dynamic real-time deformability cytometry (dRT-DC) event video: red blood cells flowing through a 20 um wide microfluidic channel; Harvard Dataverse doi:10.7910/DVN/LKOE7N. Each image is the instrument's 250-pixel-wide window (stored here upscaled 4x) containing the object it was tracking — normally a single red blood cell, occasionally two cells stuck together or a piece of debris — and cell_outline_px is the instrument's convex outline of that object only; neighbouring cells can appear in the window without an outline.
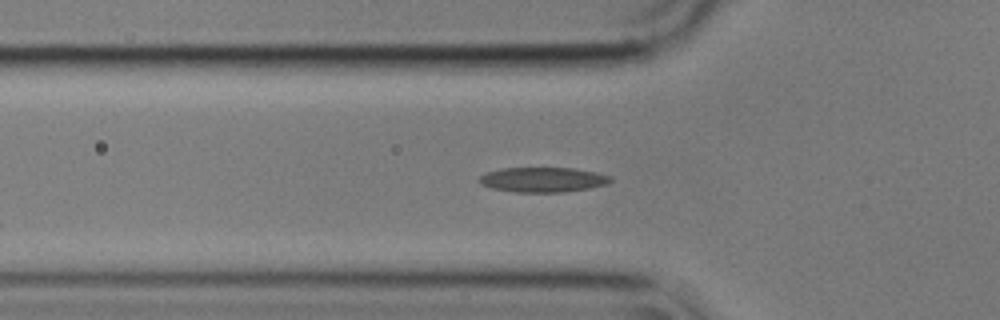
{"species": "common noctule bat (a hibernating species)", "species_latin": "Nyctalus noctula", "temperature_condition": "cold", "stored_images_in_passage": 7, "camera_frame_rate_fps": 3000, "um_per_image_px": 0.085, "animal": {"sex": "male", "body_mass_g": 17.9}, "frame": {"image": 1, "passage_image": 4, "time_ms": 1.0, "image_size_px": [1000, 320], "cell_outline_px": [[612, 180], [604, 184], [588, 188], [564, 192], [512, 192], [492, 188], [480, 184], [480, 176], [484, 172], [504, 168], [572, 168], [596, 172], [612, 176]], "centroid_in_image_um": [46.11, 15.27], "position_along_channel_um": 79.7, "area_um2": 18.96}}